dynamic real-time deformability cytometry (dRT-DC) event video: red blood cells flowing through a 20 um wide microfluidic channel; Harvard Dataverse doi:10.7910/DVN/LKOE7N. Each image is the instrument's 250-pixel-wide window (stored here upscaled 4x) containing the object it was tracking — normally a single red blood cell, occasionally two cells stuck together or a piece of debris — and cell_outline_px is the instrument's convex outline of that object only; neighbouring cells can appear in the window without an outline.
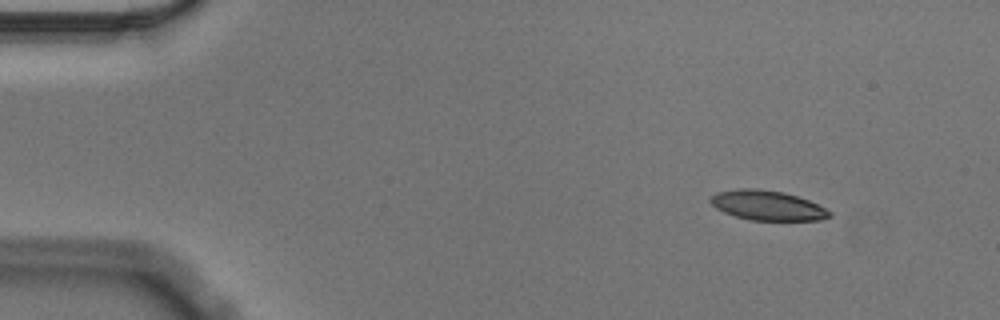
{"species": "Egyptian fruit bat (a non-hibernating species)", "species_latin": "Rousettus aegyptiacus", "temperature_condition": "cold", "stored_images_in_passage": 51, "camera_frame_rate_fps": 3000, "um_per_image_px": 0.085, "animal": {"sex": "male"}, "frame": {"image": 1, "passage_image": 1, "time_ms": 0.0, "image_size_px": [1000, 320], "cell_outline_px": [[832, 216], [820, 220], [748, 220], [724, 212], [716, 208], [708, 200], [716, 192], [740, 188], [752, 188], [784, 192], [808, 200], [832, 212]], "centroid_in_image_um": [65.21, 17.46], "position_along_channel_um": 19.8, "area_um2": 20.52}}
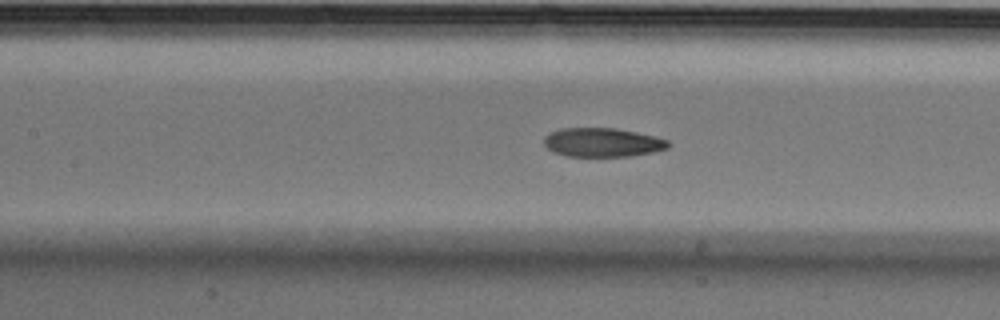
{"frame": {"image": 2, "passage_image": 20, "time_ms": 6.333, "image_size_px": [1000, 320], "cell_outline_px": [[672, 144], [668, 148], [652, 152], [632, 156], [568, 156], [552, 152], [544, 144], [544, 136], [560, 128], [616, 128], [636, 132], [668, 140]], "centroid_in_image_um": [51.21, 12.1], "position_along_channel_um": 156.2, "area_um2": 20.92}}
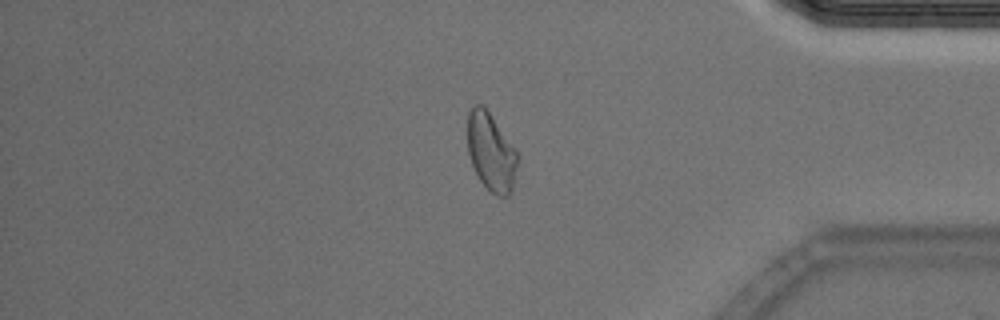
{"frame": {"image": 3, "passage_image": 42, "time_ms": 13.667, "image_size_px": [1000, 320], "cell_outline_px": [[516, 164], [512, 192], [508, 196], [496, 196], [480, 180], [472, 164], [468, 152], [468, 112], [472, 104], [480, 104], [488, 112], [516, 152]], "centroid_in_image_um": [41.7, 12.94], "position_along_channel_um": 393.5, "area_um2": 21.91}, "authors_computed_cell_mechanics": {"area_um2": 21.964, "velocity_mm_per_s": 3.5569, "shape_relaxation_time_tau1_ms": 6.6688, "shape_relaxation_time_tau2_ms": 2.1867, "deformation_change_tau1": 0.1551, "deformation_change_tau2": 0.0767}}